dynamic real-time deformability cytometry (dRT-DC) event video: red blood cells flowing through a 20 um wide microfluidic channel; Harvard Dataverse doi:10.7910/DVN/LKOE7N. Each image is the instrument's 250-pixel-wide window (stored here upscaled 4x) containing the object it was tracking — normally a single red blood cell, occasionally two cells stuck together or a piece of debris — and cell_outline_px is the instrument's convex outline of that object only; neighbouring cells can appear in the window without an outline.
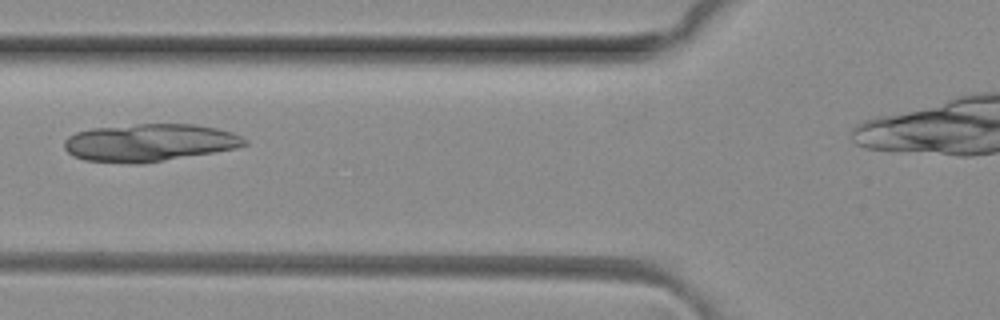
{"species": "common noctule bat (a hibernating species)", "species_latin": "Nyctalus noctula", "temperature_condition": "room temperature", "stored_images_in_passage": 3, "camera_frame_rate_fps": 3000, "um_per_image_px": 0.085, "animal": {"sex": "female", "body_mass_g": 29.2, "forearm_length_mm": 56.3}, "frame": {"image": 1, "passage_image": 3, "time_ms": 0.667, "image_size_px": [1000, 320], "cell_outline_px": [[248, 144], [236, 148], [140, 164], [132, 164], [84, 160], [72, 156], [64, 148], [64, 140], [68, 136], [76, 132], [92, 128], [136, 124], [192, 124], [216, 128], [232, 132], [248, 140]], "centroid_in_image_um": [12.66, 12.12], "position_along_channel_um": 113.1, "area_um2": 39.42}}